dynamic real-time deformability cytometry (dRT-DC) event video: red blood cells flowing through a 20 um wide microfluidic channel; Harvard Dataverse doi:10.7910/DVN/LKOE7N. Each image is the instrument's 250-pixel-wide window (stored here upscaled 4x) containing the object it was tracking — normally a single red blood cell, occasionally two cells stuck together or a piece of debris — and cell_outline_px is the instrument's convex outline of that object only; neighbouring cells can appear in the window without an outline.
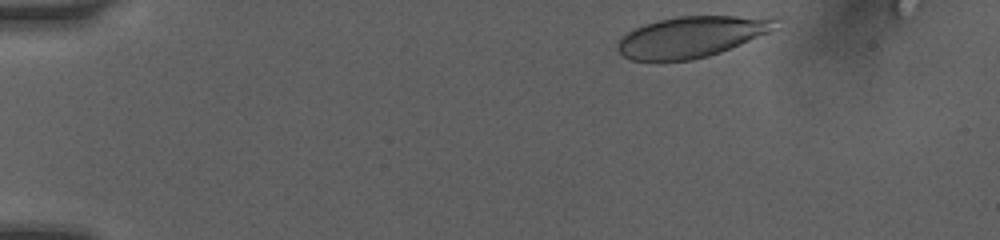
{"species": "human", "species_latin": "Homo sapiens", "temperature_condition": "room temperature", "stored_images_in_passage": 51, "camera_frame_rate_fps": 3000, "um_per_image_px": 0.085, "donor": {"sex": "female"}, "frame": {"image": 1, "passage_image": 2, "time_ms": 0.333, "image_size_px": [1000, 240], "cell_outline_px": [[780, 16], [772, 28], [768, 32], [740, 44], [720, 52], [708, 56], [692, 60], [660, 64], [632, 60], [624, 56], [616, 48], [616, 44], [620, 36], [644, 24], [676, 16]], "centroid_in_image_um": [58.7, 3.16], "position_along_channel_um": 26.3, "area_um2": 38.38}}
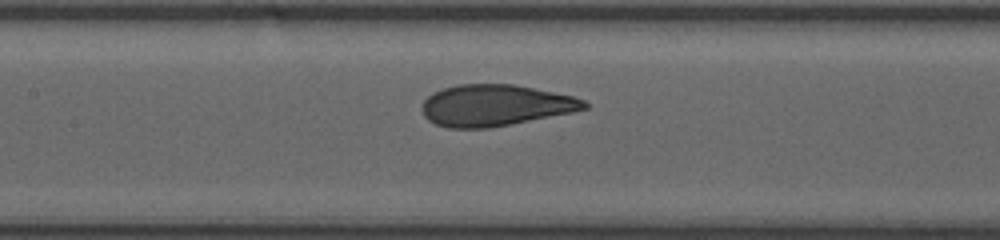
{"frame": {"image": 2, "passage_image": 29, "time_ms": 6.0, "image_size_px": [1000, 240], "cell_outline_px": [[588, 108], [572, 112], [488, 128], [448, 128], [436, 124], [428, 120], [424, 116], [424, 100], [432, 92], [456, 84], [512, 84], [572, 96], [584, 100], [588, 104]], "centroid_in_image_um": [42.07, 8.95], "position_along_channel_um": 165.3, "area_um2": 38.67}}
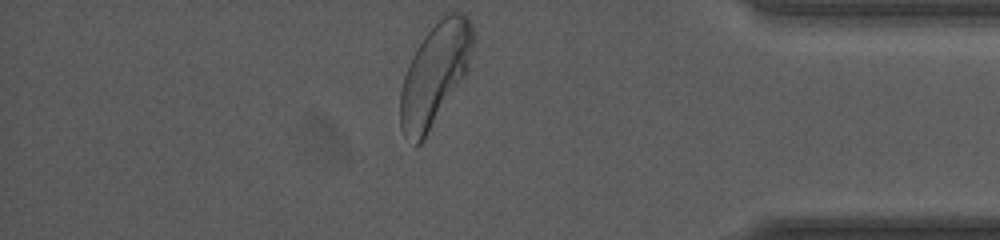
{"frame": {"image": 3, "passage_image": 51, "time_ms": 12.333, "image_size_px": [1000, 240], "cell_outline_px": [[476, 36], [468, 72], [424, 140], [416, 148], [404, 136], [400, 128], [400, 88], [408, 64], [416, 48], [436, 16], [440, 12], [464, 12], [468, 16], [476, 32]], "centroid_in_image_um": [36.99, 6.24], "position_along_channel_um": 398.2, "area_um2": 44.74}, "authors_computed_cell_mechanics": {"area_um2": 39.4774, "velocity_mm_per_s": 4.0899, "shape_relaxation_time_tau1_ms": 3.1178, "shape_relaxation_time_tau2_ms": null, "deformation_change_tau1": 0.1431, "deformation_change_tau2": null}}